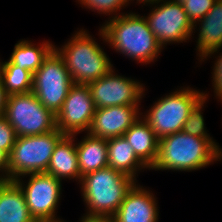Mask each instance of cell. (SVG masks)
<instances>
[{
    "label": "cell",
    "instance_id": "6da1fadb",
    "mask_svg": "<svg viewBox=\"0 0 222 222\" xmlns=\"http://www.w3.org/2000/svg\"><path fill=\"white\" fill-rule=\"evenodd\" d=\"M98 35L104 45L141 65L158 61L164 49L145 17L138 12L127 11L118 17L105 19Z\"/></svg>",
    "mask_w": 222,
    "mask_h": 222
},
{
    "label": "cell",
    "instance_id": "7a4b0ae2",
    "mask_svg": "<svg viewBox=\"0 0 222 222\" xmlns=\"http://www.w3.org/2000/svg\"><path fill=\"white\" fill-rule=\"evenodd\" d=\"M137 181L109 166L82 177L79 188L85 204V221L108 222Z\"/></svg>",
    "mask_w": 222,
    "mask_h": 222
},
{
    "label": "cell",
    "instance_id": "3957f363",
    "mask_svg": "<svg viewBox=\"0 0 222 222\" xmlns=\"http://www.w3.org/2000/svg\"><path fill=\"white\" fill-rule=\"evenodd\" d=\"M222 161V154L202 137L183 131L159 139L158 156L150 170L192 172Z\"/></svg>",
    "mask_w": 222,
    "mask_h": 222
},
{
    "label": "cell",
    "instance_id": "277c9868",
    "mask_svg": "<svg viewBox=\"0 0 222 222\" xmlns=\"http://www.w3.org/2000/svg\"><path fill=\"white\" fill-rule=\"evenodd\" d=\"M74 32L67 42L54 45V49L63 58L73 83L89 84L105 76L114 66L89 31L78 28Z\"/></svg>",
    "mask_w": 222,
    "mask_h": 222
},
{
    "label": "cell",
    "instance_id": "5b68a950",
    "mask_svg": "<svg viewBox=\"0 0 222 222\" xmlns=\"http://www.w3.org/2000/svg\"><path fill=\"white\" fill-rule=\"evenodd\" d=\"M203 91L189 85L176 88L158 98L149 109L141 112V116L159 139L180 132L190 111L204 96Z\"/></svg>",
    "mask_w": 222,
    "mask_h": 222
},
{
    "label": "cell",
    "instance_id": "8992f818",
    "mask_svg": "<svg viewBox=\"0 0 222 222\" xmlns=\"http://www.w3.org/2000/svg\"><path fill=\"white\" fill-rule=\"evenodd\" d=\"M63 136L56 128L45 134L17 137L8 156V180L46 172L54 147Z\"/></svg>",
    "mask_w": 222,
    "mask_h": 222
},
{
    "label": "cell",
    "instance_id": "52a82bcc",
    "mask_svg": "<svg viewBox=\"0 0 222 222\" xmlns=\"http://www.w3.org/2000/svg\"><path fill=\"white\" fill-rule=\"evenodd\" d=\"M4 117L17 137L45 134L57 128L56 115L44 107L32 91L8 95Z\"/></svg>",
    "mask_w": 222,
    "mask_h": 222
},
{
    "label": "cell",
    "instance_id": "ba28073f",
    "mask_svg": "<svg viewBox=\"0 0 222 222\" xmlns=\"http://www.w3.org/2000/svg\"><path fill=\"white\" fill-rule=\"evenodd\" d=\"M72 84L63 58L53 49L33 74L32 92L44 107L56 115Z\"/></svg>",
    "mask_w": 222,
    "mask_h": 222
},
{
    "label": "cell",
    "instance_id": "9c48e42d",
    "mask_svg": "<svg viewBox=\"0 0 222 222\" xmlns=\"http://www.w3.org/2000/svg\"><path fill=\"white\" fill-rule=\"evenodd\" d=\"M15 181L23 190L29 212L36 222L61 219L57 217L63 191L61 180L43 172L26 174Z\"/></svg>",
    "mask_w": 222,
    "mask_h": 222
},
{
    "label": "cell",
    "instance_id": "30bf717a",
    "mask_svg": "<svg viewBox=\"0 0 222 222\" xmlns=\"http://www.w3.org/2000/svg\"><path fill=\"white\" fill-rule=\"evenodd\" d=\"M150 13L144 14L150 30L163 48L172 44L188 43L193 35V24L183 4L174 0H160L149 4Z\"/></svg>",
    "mask_w": 222,
    "mask_h": 222
},
{
    "label": "cell",
    "instance_id": "8fae6325",
    "mask_svg": "<svg viewBox=\"0 0 222 222\" xmlns=\"http://www.w3.org/2000/svg\"><path fill=\"white\" fill-rule=\"evenodd\" d=\"M88 86L96 108L141 105L146 95L145 85L141 81L120 75L114 68Z\"/></svg>",
    "mask_w": 222,
    "mask_h": 222
},
{
    "label": "cell",
    "instance_id": "7c38bea8",
    "mask_svg": "<svg viewBox=\"0 0 222 222\" xmlns=\"http://www.w3.org/2000/svg\"><path fill=\"white\" fill-rule=\"evenodd\" d=\"M95 111L88 84L73 83L56 114V127L64 135L83 134L88 131Z\"/></svg>",
    "mask_w": 222,
    "mask_h": 222
},
{
    "label": "cell",
    "instance_id": "4fadbf2b",
    "mask_svg": "<svg viewBox=\"0 0 222 222\" xmlns=\"http://www.w3.org/2000/svg\"><path fill=\"white\" fill-rule=\"evenodd\" d=\"M141 105H121L96 108L89 135L104 139L123 136L124 133L141 117Z\"/></svg>",
    "mask_w": 222,
    "mask_h": 222
},
{
    "label": "cell",
    "instance_id": "5bb4252c",
    "mask_svg": "<svg viewBox=\"0 0 222 222\" xmlns=\"http://www.w3.org/2000/svg\"><path fill=\"white\" fill-rule=\"evenodd\" d=\"M158 198L149 187L136 182L108 222H158Z\"/></svg>",
    "mask_w": 222,
    "mask_h": 222
},
{
    "label": "cell",
    "instance_id": "9a60e30c",
    "mask_svg": "<svg viewBox=\"0 0 222 222\" xmlns=\"http://www.w3.org/2000/svg\"><path fill=\"white\" fill-rule=\"evenodd\" d=\"M196 31L195 49L199 63L207 54L222 49V0H216L206 16L193 24L191 39Z\"/></svg>",
    "mask_w": 222,
    "mask_h": 222
},
{
    "label": "cell",
    "instance_id": "2e32d148",
    "mask_svg": "<svg viewBox=\"0 0 222 222\" xmlns=\"http://www.w3.org/2000/svg\"><path fill=\"white\" fill-rule=\"evenodd\" d=\"M59 180H75L80 183L76 140L74 135H64L55 145L47 171Z\"/></svg>",
    "mask_w": 222,
    "mask_h": 222
},
{
    "label": "cell",
    "instance_id": "e0dca14e",
    "mask_svg": "<svg viewBox=\"0 0 222 222\" xmlns=\"http://www.w3.org/2000/svg\"><path fill=\"white\" fill-rule=\"evenodd\" d=\"M0 222H36L29 212L24 192L15 180L0 184Z\"/></svg>",
    "mask_w": 222,
    "mask_h": 222
},
{
    "label": "cell",
    "instance_id": "ac0fdd59",
    "mask_svg": "<svg viewBox=\"0 0 222 222\" xmlns=\"http://www.w3.org/2000/svg\"><path fill=\"white\" fill-rule=\"evenodd\" d=\"M78 167L81 178L89 173L108 166L107 139L84 133L79 141L76 138Z\"/></svg>",
    "mask_w": 222,
    "mask_h": 222
},
{
    "label": "cell",
    "instance_id": "d6986e66",
    "mask_svg": "<svg viewBox=\"0 0 222 222\" xmlns=\"http://www.w3.org/2000/svg\"><path fill=\"white\" fill-rule=\"evenodd\" d=\"M136 156L151 169L158 156L159 138L143 119H139L123 135Z\"/></svg>",
    "mask_w": 222,
    "mask_h": 222
},
{
    "label": "cell",
    "instance_id": "ffe728a7",
    "mask_svg": "<svg viewBox=\"0 0 222 222\" xmlns=\"http://www.w3.org/2000/svg\"><path fill=\"white\" fill-rule=\"evenodd\" d=\"M108 166L137 180L140 172L150 170L135 154L124 136L107 139ZM139 173V174H138Z\"/></svg>",
    "mask_w": 222,
    "mask_h": 222
},
{
    "label": "cell",
    "instance_id": "44dd1931",
    "mask_svg": "<svg viewBox=\"0 0 222 222\" xmlns=\"http://www.w3.org/2000/svg\"><path fill=\"white\" fill-rule=\"evenodd\" d=\"M42 41L36 44L32 40H25V38L19 40L14 45L13 51L7 60L21 69H27L34 74L42 65L44 59L54 49L55 45L50 40Z\"/></svg>",
    "mask_w": 222,
    "mask_h": 222
},
{
    "label": "cell",
    "instance_id": "7402d4cb",
    "mask_svg": "<svg viewBox=\"0 0 222 222\" xmlns=\"http://www.w3.org/2000/svg\"><path fill=\"white\" fill-rule=\"evenodd\" d=\"M0 59V76L7 95L29 93L32 91L33 74L27 69Z\"/></svg>",
    "mask_w": 222,
    "mask_h": 222
},
{
    "label": "cell",
    "instance_id": "603a6c76",
    "mask_svg": "<svg viewBox=\"0 0 222 222\" xmlns=\"http://www.w3.org/2000/svg\"><path fill=\"white\" fill-rule=\"evenodd\" d=\"M209 91H204V96L195 104L184 123L183 132L197 137L207 139L221 154L222 148L206 129L203 111L207 101H209Z\"/></svg>",
    "mask_w": 222,
    "mask_h": 222
},
{
    "label": "cell",
    "instance_id": "cb8c5ba5",
    "mask_svg": "<svg viewBox=\"0 0 222 222\" xmlns=\"http://www.w3.org/2000/svg\"><path fill=\"white\" fill-rule=\"evenodd\" d=\"M82 8L97 12L99 15L109 16L108 19L118 17L126 12L124 8H128L127 0H76ZM121 11V12H120Z\"/></svg>",
    "mask_w": 222,
    "mask_h": 222
},
{
    "label": "cell",
    "instance_id": "d4e9b609",
    "mask_svg": "<svg viewBox=\"0 0 222 222\" xmlns=\"http://www.w3.org/2000/svg\"><path fill=\"white\" fill-rule=\"evenodd\" d=\"M222 51L221 49L215 50L209 54H207L199 64H203V62L207 61L209 58L215 60L214 65L212 66L211 78H212V91L214 97L220 101L222 99Z\"/></svg>",
    "mask_w": 222,
    "mask_h": 222
},
{
    "label": "cell",
    "instance_id": "484cf974",
    "mask_svg": "<svg viewBox=\"0 0 222 222\" xmlns=\"http://www.w3.org/2000/svg\"><path fill=\"white\" fill-rule=\"evenodd\" d=\"M215 2L216 0H187L183 7L189 20L194 24L206 16Z\"/></svg>",
    "mask_w": 222,
    "mask_h": 222
},
{
    "label": "cell",
    "instance_id": "4316f807",
    "mask_svg": "<svg viewBox=\"0 0 222 222\" xmlns=\"http://www.w3.org/2000/svg\"><path fill=\"white\" fill-rule=\"evenodd\" d=\"M16 139L15 129L4 116L0 117V150L9 156Z\"/></svg>",
    "mask_w": 222,
    "mask_h": 222
},
{
    "label": "cell",
    "instance_id": "83f0119b",
    "mask_svg": "<svg viewBox=\"0 0 222 222\" xmlns=\"http://www.w3.org/2000/svg\"><path fill=\"white\" fill-rule=\"evenodd\" d=\"M0 178L8 180V155L0 150Z\"/></svg>",
    "mask_w": 222,
    "mask_h": 222
},
{
    "label": "cell",
    "instance_id": "f1b7e54d",
    "mask_svg": "<svg viewBox=\"0 0 222 222\" xmlns=\"http://www.w3.org/2000/svg\"><path fill=\"white\" fill-rule=\"evenodd\" d=\"M7 96L8 95L5 92V89L3 87V82L0 76V117L4 116Z\"/></svg>",
    "mask_w": 222,
    "mask_h": 222
},
{
    "label": "cell",
    "instance_id": "f546056e",
    "mask_svg": "<svg viewBox=\"0 0 222 222\" xmlns=\"http://www.w3.org/2000/svg\"><path fill=\"white\" fill-rule=\"evenodd\" d=\"M127 1L129 3V5L136 1V4L138 3L139 5H142V7H143V6H146V5H149V4H154L156 2H159L160 0H127Z\"/></svg>",
    "mask_w": 222,
    "mask_h": 222
},
{
    "label": "cell",
    "instance_id": "4dcf8cb0",
    "mask_svg": "<svg viewBox=\"0 0 222 222\" xmlns=\"http://www.w3.org/2000/svg\"><path fill=\"white\" fill-rule=\"evenodd\" d=\"M79 222H86L85 220H83L82 218H79ZM47 222H67L66 220L63 219H59V220H55V221H47Z\"/></svg>",
    "mask_w": 222,
    "mask_h": 222
},
{
    "label": "cell",
    "instance_id": "1f68e13d",
    "mask_svg": "<svg viewBox=\"0 0 222 222\" xmlns=\"http://www.w3.org/2000/svg\"><path fill=\"white\" fill-rule=\"evenodd\" d=\"M174 1L183 4V3L186 2L187 0H174Z\"/></svg>",
    "mask_w": 222,
    "mask_h": 222
}]
</instances>
